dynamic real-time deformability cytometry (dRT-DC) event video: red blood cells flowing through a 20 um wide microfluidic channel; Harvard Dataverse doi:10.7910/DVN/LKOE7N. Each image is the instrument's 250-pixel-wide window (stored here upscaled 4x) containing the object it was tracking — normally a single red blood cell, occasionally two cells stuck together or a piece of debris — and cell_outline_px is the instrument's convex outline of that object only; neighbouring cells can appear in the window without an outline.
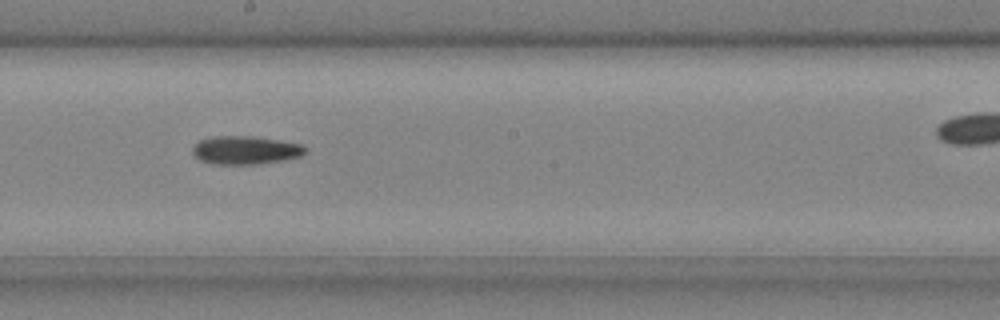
{"species": "common noctule bat (a hibernating species)", "species_latin": "Nyctalus noctula", "temperature_condition": "cold", "stored_images_in_passage": 30, "camera_frame_rate_fps": 3000, "um_per_image_px": 0.085, "animal": {"sex": "male", "body_mass_g": 20.4}, "frame": {"image": 1, "passage_image": 18, "time_ms": 5.667, "image_size_px": [1000, 320], "cell_outline_px": [[308, 152], [300, 156], [284, 160], [260, 164], [212, 164], [200, 160], [192, 152], [192, 148], [200, 140], [216, 136], [252, 136], [280, 140], [304, 144], [308, 148]], "centroid_in_image_um": [20.93, 12.76], "position_along_channel_um": 227.3, "area_um2": 18.79}}